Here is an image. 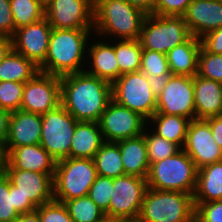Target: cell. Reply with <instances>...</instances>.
<instances>
[{
    "instance_id": "1",
    "label": "cell",
    "mask_w": 222,
    "mask_h": 222,
    "mask_svg": "<svg viewBox=\"0 0 222 222\" xmlns=\"http://www.w3.org/2000/svg\"><path fill=\"white\" fill-rule=\"evenodd\" d=\"M61 104L77 121L99 122L112 100V84L85 71L60 77Z\"/></svg>"
},
{
    "instance_id": "2",
    "label": "cell",
    "mask_w": 222,
    "mask_h": 222,
    "mask_svg": "<svg viewBox=\"0 0 222 222\" xmlns=\"http://www.w3.org/2000/svg\"><path fill=\"white\" fill-rule=\"evenodd\" d=\"M92 32L93 29L52 28L46 59L39 71L59 77L83 72Z\"/></svg>"
},
{
    "instance_id": "3",
    "label": "cell",
    "mask_w": 222,
    "mask_h": 222,
    "mask_svg": "<svg viewBox=\"0 0 222 222\" xmlns=\"http://www.w3.org/2000/svg\"><path fill=\"white\" fill-rule=\"evenodd\" d=\"M93 33L107 40L139 39L147 14L124 0H94ZM111 38V39H110Z\"/></svg>"
},
{
    "instance_id": "4",
    "label": "cell",
    "mask_w": 222,
    "mask_h": 222,
    "mask_svg": "<svg viewBox=\"0 0 222 222\" xmlns=\"http://www.w3.org/2000/svg\"><path fill=\"white\" fill-rule=\"evenodd\" d=\"M136 222H195L193 194L147 188Z\"/></svg>"
},
{
    "instance_id": "5",
    "label": "cell",
    "mask_w": 222,
    "mask_h": 222,
    "mask_svg": "<svg viewBox=\"0 0 222 222\" xmlns=\"http://www.w3.org/2000/svg\"><path fill=\"white\" fill-rule=\"evenodd\" d=\"M197 171L193 160L181 148L174 155L150 165L147 187L194 194Z\"/></svg>"
},
{
    "instance_id": "6",
    "label": "cell",
    "mask_w": 222,
    "mask_h": 222,
    "mask_svg": "<svg viewBox=\"0 0 222 222\" xmlns=\"http://www.w3.org/2000/svg\"><path fill=\"white\" fill-rule=\"evenodd\" d=\"M94 159L64 158L56 162L54 200L64 202L88 195L97 178Z\"/></svg>"
},
{
    "instance_id": "7",
    "label": "cell",
    "mask_w": 222,
    "mask_h": 222,
    "mask_svg": "<svg viewBox=\"0 0 222 222\" xmlns=\"http://www.w3.org/2000/svg\"><path fill=\"white\" fill-rule=\"evenodd\" d=\"M191 34L183 16H158L147 14L139 41L142 49L167 54L185 42Z\"/></svg>"
},
{
    "instance_id": "8",
    "label": "cell",
    "mask_w": 222,
    "mask_h": 222,
    "mask_svg": "<svg viewBox=\"0 0 222 222\" xmlns=\"http://www.w3.org/2000/svg\"><path fill=\"white\" fill-rule=\"evenodd\" d=\"M112 99L147 121L156 112L157 98L142 71L122 74L112 84Z\"/></svg>"
},
{
    "instance_id": "9",
    "label": "cell",
    "mask_w": 222,
    "mask_h": 222,
    "mask_svg": "<svg viewBox=\"0 0 222 222\" xmlns=\"http://www.w3.org/2000/svg\"><path fill=\"white\" fill-rule=\"evenodd\" d=\"M40 145L56 160L70 156L72 136L79 122L63 106L48 110L41 115Z\"/></svg>"
},
{
    "instance_id": "10",
    "label": "cell",
    "mask_w": 222,
    "mask_h": 222,
    "mask_svg": "<svg viewBox=\"0 0 222 222\" xmlns=\"http://www.w3.org/2000/svg\"><path fill=\"white\" fill-rule=\"evenodd\" d=\"M147 188L146 178L133 175L114 178L109 201V217L125 222H136Z\"/></svg>"
},
{
    "instance_id": "11",
    "label": "cell",
    "mask_w": 222,
    "mask_h": 222,
    "mask_svg": "<svg viewBox=\"0 0 222 222\" xmlns=\"http://www.w3.org/2000/svg\"><path fill=\"white\" fill-rule=\"evenodd\" d=\"M99 125L105 141L118 142L143 134L147 120L112 99L102 113Z\"/></svg>"
},
{
    "instance_id": "12",
    "label": "cell",
    "mask_w": 222,
    "mask_h": 222,
    "mask_svg": "<svg viewBox=\"0 0 222 222\" xmlns=\"http://www.w3.org/2000/svg\"><path fill=\"white\" fill-rule=\"evenodd\" d=\"M61 104L59 76L38 72L24 83L20 110L43 115Z\"/></svg>"
},
{
    "instance_id": "13",
    "label": "cell",
    "mask_w": 222,
    "mask_h": 222,
    "mask_svg": "<svg viewBox=\"0 0 222 222\" xmlns=\"http://www.w3.org/2000/svg\"><path fill=\"white\" fill-rule=\"evenodd\" d=\"M155 113L196 119L193 77L171 75L157 97Z\"/></svg>"
},
{
    "instance_id": "14",
    "label": "cell",
    "mask_w": 222,
    "mask_h": 222,
    "mask_svg": "<svg viewBox=\"0 0 222 222\" xmlns=\"http://www.w3.org/2000/svg\"><path fill=\"white\" fill-rule=\"evenodd\" d=\"M94 0H49L45 18L52 28L93 29Z\"/></svg>"
},
{
    "instance_id": "15",
    "label": "cell",
    "mask_w": 222,
    "mask_h": 222,
    "mask_svg": "<svg viewBox=\"0 0 222 222\" xmlns=\"http://www.w3.org/2000/svg\"><path fill=\"white\" fill-rule=\"evenodd\" d=\"M197 169L222 161V148L215 142L205 119L190 120L184 147Z\"/></svg>"
},
{
    "instance_id": "16",
    "label": "cell",
    "mask_w": 222,
    "mask_h": 222,
    "mask_svg": "<svg viewBox=\"0 0 222 222\" xmlns=\"http://www.w3.org/2000/svg\"><path fill=\"white\" fill-rule=\"evenodd\" d=\"M51 32L52 26L44 17L16 29L12 37V48L39 67L46 59Z\"/></svg>"
},
{
    "instance_id": "17",
    "label": "cell",
    "mask_w": 222,
    "mask_h": 222,
    "mask_svg": "<svg viewBox=\"0 0 222 222\" xmlns=\"http://www.w3.org/2000/svg\"><path fill=\"white\" fill-rule=\"evenodd\" d=\"M3 172L36 207L54 200L53 177L49 174L21 169H3Z\"/></svg>"
},
{
    "instance_id": "18",
    "label": "cell",
    "mask_w": 222,
    "mask_h": 222,
    "mask_svg": "<svg viewBox=\"0 0 222 222\" xmlns=\"http://www.w3.org/2000/svg\"><path fill=\"white\" fill-rule=\"evenodd\" d=\"M92 39L88 44L86 61L89 62H86L84 71L113 84L119 78V65L115 55L114 42L100 36H97L98 40H95L94 36Z\"/></svg>"
},
{
    "instance_id": "19",
    "label": "cell",
    "mask_w": 222,
    "mask_h": 222,
    "mask_svg": "<svg viewBox=\"0 0 222 222\" xmlns=\"http://www.w3.org/2000/svg\"><path fill=\"white\" fill-rule=\"evenodd\" d=\"M56 160L39 144L14 147L6 156L3 169H21L49 174L54 178Z\"/></svg>"
},
{
    "instance_id": "20",
    "label": "cell",
    "mask_w": 222,
    "mask_h": 222,
    "mask_svg": "<svg viewBox=\"0 0 222 222\" xmlns=\"http://www.w3.org/2000/svg\"><path fill=\"white\" fill-rule=\"evenodd\" d=\"M183 17L189 33L200 39L222 27V1L193 0Z\"/></svg>"
},
{
    "instance_id": "21",
    "label": "cell",
    "mask_w": 222,
    "mask_h": 222,
    "mask_svg": "<svg viewBox=\"0 0 222 222\" xmlns=\"http://www.w3.org/2000/svg\"><path fill=\"white\" fill-rule=\"evenodd\" d=\"M42 118L40 114L22 110L11 112L9 133L3 147L6 156L14 147L39 144L41 140Z\"/></svg>"
},
{
    "instance_id": "22",
    "label": "cell",
    "mask_w": 222,
    "mask_h": 222,
    "mask_svg": "<svg viewBox=\"0 0 222 222\" xmlns=\"http://www.w3.org/2000/svg\"><path fill=\"white\" fill-rule=\"evenodd\" d=\"M196 119L222 115V83L193 76Z\"/></svg>"
},
{
    "instance_id": "23",
    "label": "cell",
    "mask_w": 222,
    "mask_h": 222,
    "mask_svg": "<svg viewBox=\"0 0 222 222\" xmlns=\"http://www.w3.org/2000/svg\"><path fill=\"white\" fill-rule=\"evenodd\" d=\"M121 152L125 175L146 178L149 173L147 144L143 134L117 142Z\"/></svg>"
},
{
    "instance_id": "24",
    "label": "cell",
    "mask_w": 222,
    "mask_h": 222,
    "mask_svg": "<svg viewBox=\"0 0 222 222\" xmlns=\"http://www.w3.org/2000/svg\"><path fill=\"white\" fill-rule=\"evenodd\" d=\"M104 142L99 122L79 121L72 136L69 157L93 159Z\"/></svg>"
},
{
    "instance_id": "25",
    "label": "cell",
    "mask_w": 222,
    "mask_h": 222,
    "mask_svg": "<svg viewBox=\"0 0 222 222\" xmlns=\"http://www.w3.org/2000/svg\"><path fill=\"white\" fill-rule=\"evenodd\" d=\"M200 39L190 36L185 42L175 46L166 55L172 75L193 77L197 74Z\"/></svg>"
},
{
    "instance_id": "26",
    "label": "cell",
    "mask_w": 222,
    "mask_h": 222,
    "mask_svg": "<svg viewBox=\"0 0 222 222\" xmlns=\"http://www.w3.org/2000/svg\"><path fill=\"white\" fill-rule=\"evenodd\" d=\"M193 200L194 203L222 200V161L198 169Z\"/></svg>"
},
{
    "instance_id": "27",
    "label": "cell",
    "mask_w": 222,
    "mask_h": 222,
    "mask_svg": "<svg viewBox=\"0 0 222 222\" xmlns=\"http://www.w3.org/2000/svg\"><path fill=\"white\" fill-rule=\"evenodd\" d=\"M190 120L179 115L154 113L147 121L151 130L168 141H172L180 148L184 147L187 128ZM153 126H152V125Z\"/></svg>"
},
{
    "instance_id": "28",
    "label": "cell",
    "mask_w": 222,
    "mask_h": 222,
    "mask_svg": "<svg viewBox=\"0 0 222 222\" xmlns=\"http://www.w3.org/2000/svg\"><path fill=\"white\" fill-rule=\"evenodd\" d=\"M39 71V67L31 60L20 55L13 48L0 63V81L26 83Z\"/></svg>"
},
{
    "instance_id": "29",
    "label": "cell",
    "mask_w": 222,
    "mask_h": 222,
    "mask_svg": "<svg viewBox=\"0 0 222 222\" xmlns=\"http://www.w3.org/2000/svg\"><path fill=\"white\" fill-rule=\"evenodd\" d=\"M93 159L98 175L113 179L125 175L117 142L105 141Z\"/></svg>"
},
{
    "instance_id": "30",
    "label": "cell",
    "mask_w": 222,
    "mask_h": 222,
    "mask_svg": "<svg viewBox=\"0 0 222 222\" xmlns=\"http://www.w3.org/2000/svg\"><path fill=\"white\" fill-rule=\"evenodd\" d=\"M113 41L119 65V77L124 73L140 71L143 49L139 39Z\"/></svg>"
},
{
    "instance_id": "31",
    "label": "cell",
    "mask_w": 222,
    "mask_h": 222,
    "mask_svg": "<svg viewBox=\"0 0 222 222\" xmlns=\"http://www.w3.org/2000/svg\"><path fill=\"white\" fill-rule=\"evenodd\" d=\"M10 8L15 31L45 17V4L41 0H10Z\"/></svg>"
},
{
    "instance_id": "32",
    "label": "cell",
    "mask_w": 222,
    "mask_h": 222,
    "mask_svg": "<svg viewBox=\"0 0 222 222\" xmlns=\"http://www.w3.org/2000/svg\"><path fill=\"white\" fill-rule=\"evenodd\" d=\"M63 204L73 222H97L105 216L88 195L64 201Z\"/></svg>"
},
{
    "instance_id": "33",
    "label": "cell",
    "mask_w": 222,
    "mask_h": 222,
    "mask_svg": "<svg viewBox=\"0 0 222 222\" xmlns=\"http://www.w3.org/2000/svg\"><path fill=\"white\" fill-rule=\"evenodd\" d=\"M143 135L147 144L148 160L150 165L174 155L181 148L172 141L155 134L150 127L146 126Z\"/></svg>"
},
{
    "instance_id": "34",
    "label": "cell",
    "mask_w": 222,
    "mask_h": 222,
    "mask_svg": "<svg viewBox=\"0 0 222 222\" xmlns=\"http://www.w3.org/2000/svg\"><path fill=\"white\" fill-rule=\"evenodd\" d=\"M197 75L222 83V54L206 52L201 47L198 55Z\"/></svg>"
},
{
    "instance_id": "35",
    "label": "cell",
    "mask_w": 222,
    "mask_h": 222,
    "mask_svg": "<svg viewBox=\"0 0 222 222\" xmlns=\"http://www.w3.org/2000/svg\"><path fill=\"white\" fill-rule=\"evenodd\" d=\"M24 83L0 81V108L9 112L20 110Z\"/></svg>"
},
{
    "instance_id": "36",
    "label": "cell",
    "mask_w": 222,
    "mask_h": 222,
    "mask_svg": "<svg viewBox=\"0 0 222 222\" xmlns=\"http://www.w3.org/2000/svg\"><path fill=\"white\" fill-rule=\"evenodd\" d=\"M113 190V178L98 175L89 189L88 196L109 217V201Z\"/></svg>"
},
{
    "instance_id": "37",
    "label": "cell",
    "mask_w": 222,
    "mask_h": 222,
    "mask_svg": "<svg viewBox=\"0 0 222 222\" xmlns=\"http://www.w3.org/2000/svg\"><path fill=\"white\" fill-rule=\"evenodd\" d=\"M20 214L13 206L12 183L4 172L0 173V222H14Z\"/></svg>"
},
{
    "instance_id": "38",
    "label": "cell",
    "mask_w": 222,
    "mask_h": 222,
    "mask_svg": "<svg viewBox=\"0 0 222 222\" xmlns=\"http://www.w3.org/2000/svg\"><path fill=\"white\" fill-rule=\"evenodd\" d=\"M140 71H142L145 75L154 76H159L163 73H171L167 55L160 52L143 49Z\"/></svg>"
},
{
    "instance_id": "39",
    "label": "cell",
    "mask_w": 222,
    "mask_h": 222,
    "mask_svg": "<svg viewBox=\"0 0 222 222\" xmlns=\"http://www.w3.org/2000/svg\"><path fill=\"white\" fill-rule=\"evenodd\" d=\"M35 211L40 222H73L65 205L56 200L37 207Z\"/></svg>"
},
{
    "instance_id": "40",
    "label": "cell",
    "mask_w": 222,
    "mask_h": 222,
    "mask_svg": "<svg viewBox=\"0 0 222 222\" xmlns=\"http://www.w3.org/2000/svg\"><path fill=\"white\" fill-rule=\"evenodd\" d=\"M194 205L195 222H222V200Z\"/></svg>"
},
{
    "instance_id": "41",
    "label": "cell",
    "mask_w": 222,
    "mask_h": 222,
    "mask_svg": "<svg viewBox=\"0 0 222 222\" xmlns=\"http://www.w3.org/2000/svg\"><path fill=\"white\" fill-rule=\"evenodd\" d=\"M193 0H157L152 14L158 16H183Z\"/></svg>"
},
{
    "instance_id": "42",
    "label": "cell",
    "mask_w": 222,
    "mask_h": 222,
    "mask_svg": "<svg viewBox=\"0 0 222 222\" xmlns=\"http://www.w3.org/2000/svg\"><path fill=\"white\" fill-rule=\"evenodd\" d=\"M15 33V24L10 8V0H0V36L12 38Z\"/></svg>"
},
{
    "instance_id": "43",
    "label": "cell",
    "mask_w": 222,
    "mask_h": 222,
    "mask_svg": "<svg viewBox=\"0 0 222 222\" xmlns=\"http://www.w3.org/2000/svg\"><path fill=\"white\" fill-rule=\"evenodd\" d=\"M201 47L213 54H222V27L200 38Z\"/></svg>"
},
{
    "instance_id": "44",
    "label": "cell",
    "mask_w": 222,
    "mask_h": 222,
    "mask_svg": "<svg viewBox=\"0 0 222 222\" xmlns=\"http://www.w3.org/2000/svg\"><path fill=\"white\" fill-rule=\"evenodd\" d=\"M12 200L13 206L19 214L34 212L37 207L30 201L29 198L18 191V188L12 184Z\"/></svg>"
},
{
    "instance_id": "45",
    "label": "cell",
    "mask_w": 222,
    "mask_h": 222,
    "mask_svg": "<svg viewBox=\"0 0 222 222\" xmlns=\"http://www.w3.org/2000/svg\"><path fill=\"white\" fill-rule=\"evenodd\" d=\"M172 73H163L159 76L154 75H146L149 81V85L153 90V94L156 98L161 94L164 86L167 84L168 80L170 79Z\"/></svg>"
},
{
    "instance_id": "46",
    "label": "cell",
    "mask_w": 222,
    "mask_h": 222,
    "mask_svg": "<svg viewBox=\"0 0 222 222\" xmlns=\"http://www.w3.org/2000/svg\"><path fill=\"white\" fill-rule=\"evenodd\" d=\"M212 132L215 142L222 148V115L205 119Z\"/></svg>"
},
{
    "instance_id": "47",
    "label": "cell",
    "mask_w": 222,
    "mask_h": 222,
    "mask_svg": "<svg viewBox=\"0 0 222 222\" xmlns=\"http://www.w3.org/2000/svg\"><path fill=\"white\" fill-rule=\"evenodd\" d=\"M11 112L0 108V145L4 147L9 133Z\"/></svg>"
},
{
    "instance_id": "48",
    "label": "cell",
    "mask_w": 222,
    "mask_h": 222,
    "mask_svg": "<svg viewBox=\"0 0 222 222\" xmlns=\"http://www.w3.org/2000/svg\"><path fill=\"white\" fill-rule=\"evenodd\" d=\"M128 2L130 5H133L137 8L143 10L146 14H152L157 0H124Z\"/></svg>"
},
{
    "instance_id": "49",
    "label": "cell",
    "mask_w": 222,
    "mask_h": 222,
    "mask_svg": "<svg viewBox=\"0 0 222 222\" xmlns=\"http://www.w3.org/2000/svg\"><path fill=\"white\" fill-rule=\"evenodd\" d=\"M12 49V38L6 36H0V63L4 57Z\"/></svg>"
},
{
    "instance_id": "50",
    "label": "cell",
    "mask_w": 222,
    "mask_h": 222,
    "mask_svg": "<svg viewBox=\"0 0 222 222\" xmlns=\"http://www.w3.org/2000/svg\"><path fill=\"white\" fill-rule=\"evenodd\" d=\"M14 222H40L36 211L26 214H20Z\"/></svg>"
},
{
    "instance_id": "51",
    "label": "cell",
    "mask_w": 222,
    "mask_h": 222,
    "mask_svg": "<svg viewBox=\"0 0 222 222\" xmlns=\"http://www.w3.org/2000/svg\"><path fill=\"white\" fill-rule=\"evenodd\" d=\"M4 162H5V155L3 152V147L0 145V173L3 172Z\"/></svg>"
},
{
    "instance_id": "52",
    "label": "cell",
    "mask_w": 222,
    "mask_h": 222,
    "mask_svg": "<svg viewBox=\"0 0 222 222\" xmlns=\"http://www.w3.org/2000/svg\"><path fill=\"white\" fill-rule=\"evenodd\" d=\"M97 222H125V221L120 220V219L111 218L108 216H104L101 220H99Z\"/></svg>"
},
{
    "instance_id": "53",
    "label": "cell",
    "mask_w": 222,
    "mask_h": 222,
    "mask_svg": "<svg viewBox=\"0 0 222 222\" xmlns=\"http://www.w3.org/2000/svg\"><path fill=\"white\" fill-rule=\"evenodd\" d=\"M44 4H46L49 0H41Z\"/></svg>"
}]
</instances>
